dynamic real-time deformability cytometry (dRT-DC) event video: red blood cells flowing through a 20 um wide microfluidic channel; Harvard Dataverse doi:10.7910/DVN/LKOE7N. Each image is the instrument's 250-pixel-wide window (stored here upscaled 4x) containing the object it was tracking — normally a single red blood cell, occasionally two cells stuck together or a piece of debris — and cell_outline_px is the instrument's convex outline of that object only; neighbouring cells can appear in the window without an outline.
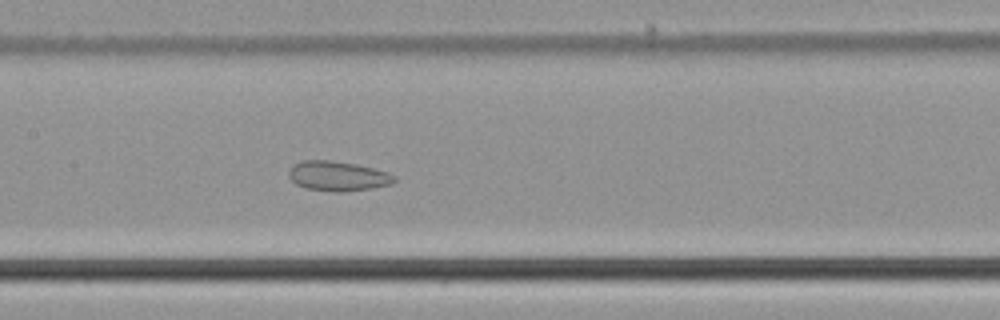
{"species": "common noctule bat (a hibernating species)", "species_latin": "Nyctalus noctula", "temperature_condition": "cold", "stored_images_in_passage": 43, "camera_frame_rate_fps": 3000, "um_per_image_px": 0.085, "animal": {"sex": "male", "body_mass_g": 21.5, "forearm_length_mm": 52.0}, "frame": {"image": 1, "passage_image": 15, "time_ms": 4.667, "image_size_px": [1000, 320], "cell_outline_px": [[396, 180], [392, 184], [372, 188], [344, 192], [336, 192], [304, 188], [296, 184], [288, 176], [288, 172], [292, 164], [304, 160], [332, 160], [356, 164], [388, 172], [396, 176]], "centroid_in_image_um": [28.7, 14.96], "position_along_channel_um": 178.7, "area_um2": 18.5}}
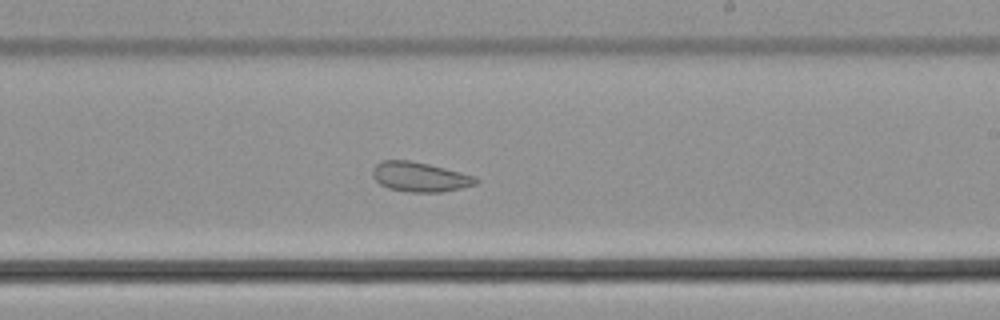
{"frame": {"image": 2, "passage_image": 21, "time_ms": 6.667, "image_size_px": [1000, 320], "cell_outline_px": [[480, 180], [476, 184], [444, 192], [408, 192], [388, 188], [380, 184], [372, 176], [372, 168], [376, 164], [384, 160], [408, 160], [428, 164], [476, 176]], "centroid_in_image_um": [35.68, 15.04], "position_along_channel_um": 253.3, "area_um2": 17.86}}
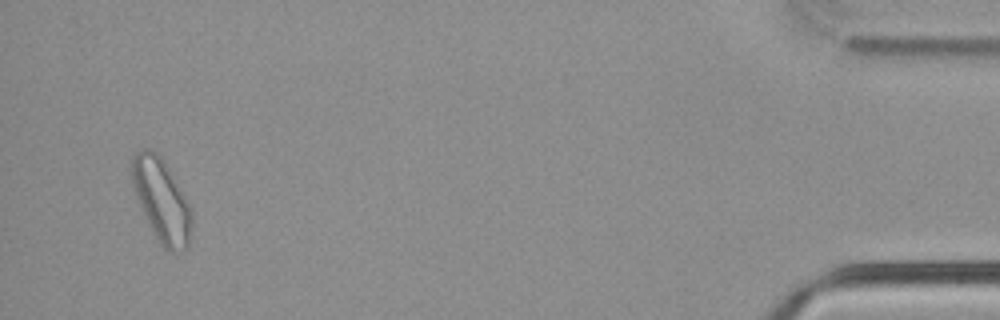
{"frame": {"image": 3, "passage_image": 41, "time_ms": 13.333, "image_size_px": [1000, 320], "cell_outline_px": [[192, 224], [188, 248], [180, 252], [168, 252], [160, 244], [152, 232], [144, 216], [136, 196], [132, 184], [132, 156], [140, 148], [148, 148], [156, 152], [160, 156], [168, 168], [184, 196], [192, 212]], "centroid_in_image_um": [13.72, 17.07], "position_along_channel_um": 421.5, "area_um2": 28.9}, "authors_computed_cell_mechanics": {"area_um2": 20.7502, "velocity_mm_per_s": 3.7395, "shape_relaxation_time_tau1_ms": null, "shape_relaxation_time_tau2_ms": 2.0915, "deformation_change_tau1": null, "deformation_change_tau2": 0.0754}}